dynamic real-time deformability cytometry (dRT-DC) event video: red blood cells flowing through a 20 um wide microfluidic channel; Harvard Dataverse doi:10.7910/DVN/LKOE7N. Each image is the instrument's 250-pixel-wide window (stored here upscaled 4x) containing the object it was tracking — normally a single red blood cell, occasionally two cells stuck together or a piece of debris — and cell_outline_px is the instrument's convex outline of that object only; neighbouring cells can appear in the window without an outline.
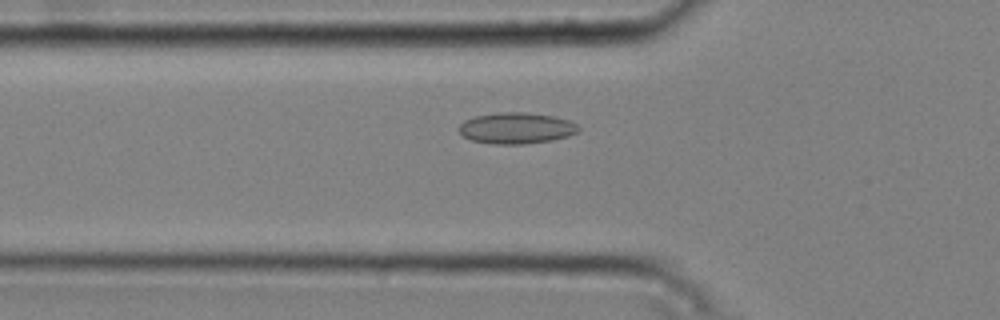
{"species": "common noctule bat (a hibernating species)", "species_latin": "Nyctalus noctula", "temperature_condition": "cold", "stored_images_in_passage": 40, "camera_frame_rate_fps": 3000, "um_per_image_px": 0.085, "animal": {"sex": "male", "body_mass_g": 20.4}, "frame": {"image": 1, "passage_image": 12, "time_ms": 3.667, "image_size_px": [1000, 320], "cell_outline_px": [[580, 132], [568, 136], [552, 140], [524, 144], [492, 144], [472, 140], [464, 136], [460, 132], [460, 124], [464, 120], [476, 116], [500, 112], [524, 112], [556, 116], [568, 120], [576, 124], [580, 128]], "centroid_in_image_um": [43.93, 10.89], "position_along_channel_um": 81.9, "area_um2": 21.73}}
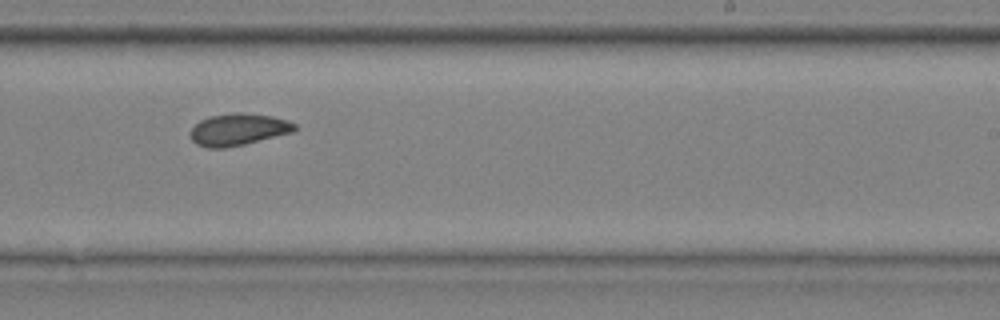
{"frame": {"image": 2, "passage_image": 27, "time_ms": 8.667, "image_size_px": [1000, 320], "cell_outline_px": [[296, 128], [292, 132], [244, 144], [224, 148], [208, 148], [196, 144], [192, 140], [188, 132], [200, 120], [208, 116], [236, 112], [244, 112], [272, 116], [288, 120], [296, 124]], "centroid_in_image_um": [20.22, 10.99], "position_along_channel_um": 268.8, "area_um2": 19.48}}
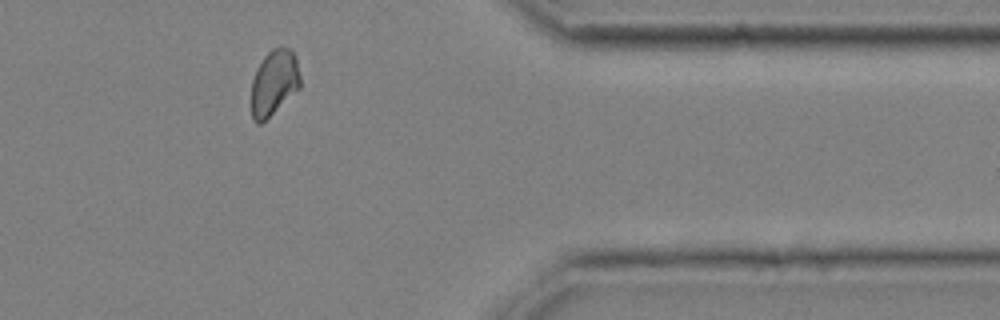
{"frame": {"image": 3, "passage_image": 38, "time_ms": 12.333, "image_size_px": [1000, 320], "cell_outline_px": [[300, 88], [260, 124], [256, 124], [252, 120], [252, 80], [256, 68], [264, 56], [272, 48], [288, 48], [296, 56], [300, 76]], "centroid_in_image_um": [23.29, 7.02], "position_along_channel_um": 388.1, "area_um2": 18.55}, "authors_computed_cell_mechanics": {"area_um2": 19.5364, "velocity_mm_per_s": 3.7371, "shape_relaxation_time_tau1_ms": null, "shape_relaxation_time_tau2_ms": 2.5112, "deformation_change_tau1": null, "deformation_change_tau2": 0.0699}}